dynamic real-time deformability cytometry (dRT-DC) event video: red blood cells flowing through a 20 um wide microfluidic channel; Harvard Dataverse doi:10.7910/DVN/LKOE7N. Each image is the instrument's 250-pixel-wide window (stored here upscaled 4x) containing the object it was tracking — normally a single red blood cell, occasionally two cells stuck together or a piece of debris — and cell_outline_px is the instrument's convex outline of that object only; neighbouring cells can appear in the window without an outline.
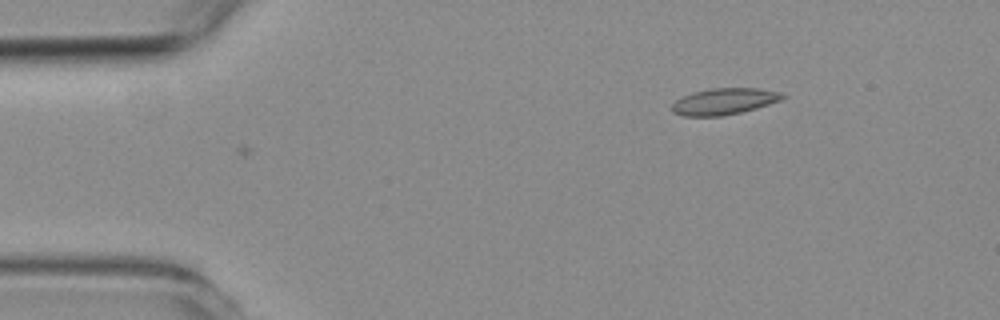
{"species": "common noctule bat (a hibernating species)", "species_latin": "Nyctalus noctula", "temperature_condition": "room temperature", "stored_images_in_passage": 3, "camera_frame_rate_fps": 3000, "um_per_image_px": 0.085, "animal": {"sex": "female", "body_mass_g": 19.3, "forearm_length_mm": 54.1}, "frame": {"image": 1, "passage_image": 3, "time_ms": 0.667, "image_size_px": [1000, 320], "cell_outline_px": [[788, 96], [780, 100], [756, 108], [740, 112], [720, 116], [684, 116], [672, 112], [672, 104], [676, 100], [692, 92], [712, 88], [756, 88], [780, 92]], "centroid_in_image_um": [61.54, 8.61], "position_along_channel_um": 23.5, "area_um2": 16.88}}